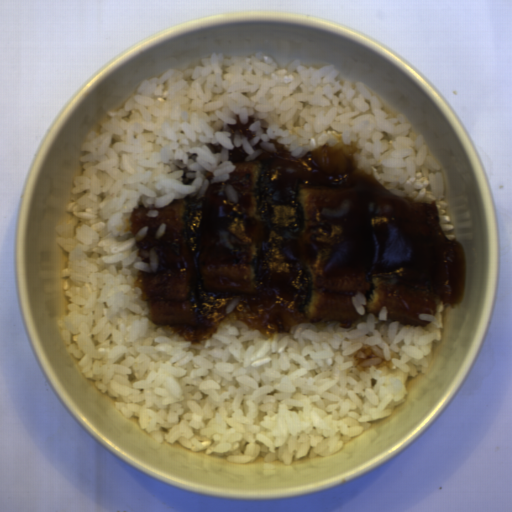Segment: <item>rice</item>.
Here are the masks:
<instances>
[{
	"instance_id": "obj_1",
	"label": "rice",
	"mask_w": 512,
	"mask_h": 512,
	"mask_svg": "<svg viewBox=\"0 0 512 512\" xmlns=\"http://www.w3.org/2000/svg\"><path fill=\"white\" fill-rule=\"evenodd\" d=\"M201 60L142 81L80 146L82 173L55 229L70 302L58 333L85 379L159 444L236 463L331 456L405 402L408 377L428 372L442 301L436 316L418 313L430 323L411 326L389 321L386 306L368 314L360 291L353 327L304 322L269 340L239 320L191 342L150 324L135 283L141 272L157 274V249L141 259L137 242L149 225L134 235L131 215L145 204L146 216L159 218L173 200L203 199L236 171L229 154L241 146L248 163L279 152L270 139L295 158L356 142L361 168L389 192L436 201L441 227L456 239L444 171L412 121L363 80L337 78L333 64L280 67L259 50ZM236 115L242 124L254 117L251 140L239 130L232 138Z\"/></svg>"
}]
</instances>
